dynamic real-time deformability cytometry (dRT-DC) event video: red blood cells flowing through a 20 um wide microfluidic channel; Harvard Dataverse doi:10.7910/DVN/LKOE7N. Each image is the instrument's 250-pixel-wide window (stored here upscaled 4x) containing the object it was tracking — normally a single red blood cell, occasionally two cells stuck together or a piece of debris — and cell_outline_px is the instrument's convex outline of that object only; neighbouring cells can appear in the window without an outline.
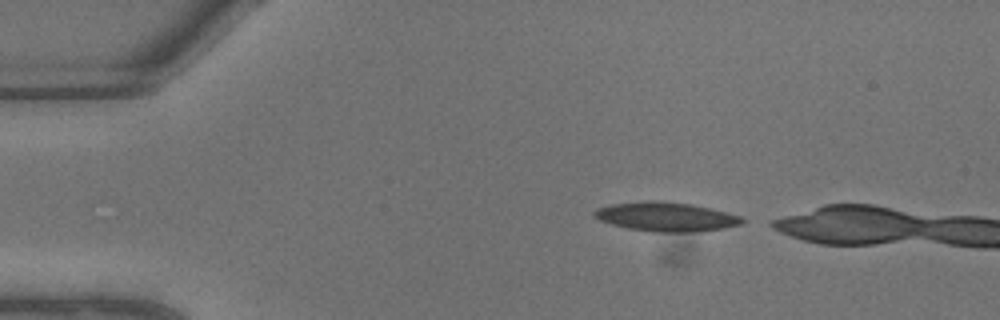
{"species": "common noctule bat (a hibernating species)", "species_latin": "Nyctalus noctula", "temperature_condition": "warm", "stored_images_in_passage": 4, "camera_frame_rate_fps": 3000, "um_per_image_px": 0.085, "animal": {"sex": "male", "body_mass_g": 13.3}, "frame": {"image": 1, "passage_image": 1, "time_ms": 0.0, "image_size_px": [1000, 320], "cell_outline_px": [[744, 220], [740, 224], [724, 228], [692, 232], [652, 232], [628, 228], [612, 224], [600, 220], [592, 216], [592, 212], [596, 208], [612, 204], [652, 200], [692, 204], [740, 216]], "centroid_in_image_um": [56.55, 18.43], "position_along_channel_um": 28.4, "area_um2": 24.85}}